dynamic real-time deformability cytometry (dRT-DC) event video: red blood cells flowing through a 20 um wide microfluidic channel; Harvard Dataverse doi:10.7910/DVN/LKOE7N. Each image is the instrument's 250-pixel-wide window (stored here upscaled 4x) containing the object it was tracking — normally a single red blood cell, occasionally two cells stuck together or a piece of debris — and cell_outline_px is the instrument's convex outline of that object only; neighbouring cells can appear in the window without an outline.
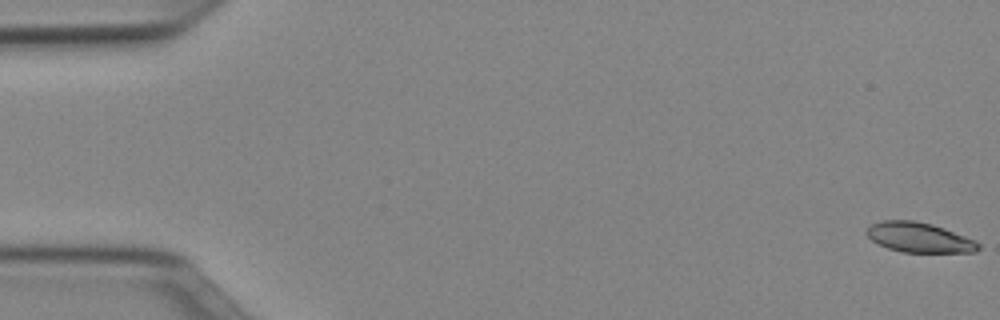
{"species": "Egyptian fruit bat (a non-hibernating species)", "species_latin": "Rousettus aegyptiacus", "temperature_condition": "cold", "stored_images_in_passage": 52, "camera_frame_rate_fps": 3000, "um_per_image_px": 0.085, "animal": {"sex": "female"}, "frame": {"image": 1, "passage_image": 1, "time_ms": 0.0, "image_size_px": [1000, 320], "cell_outline_px": [[980, 248], [976, 252], [904, 252], [888, 248], [872, 240], [864, 232], [872, 224], [880, 220], [916, 220], [932, 224], [944, 228], [976, 240], [980, 244]], "centroid_in_image_um": [78.15, 20.17], "position_along_channel_um": 6.9, "area_um2": 19.48}}
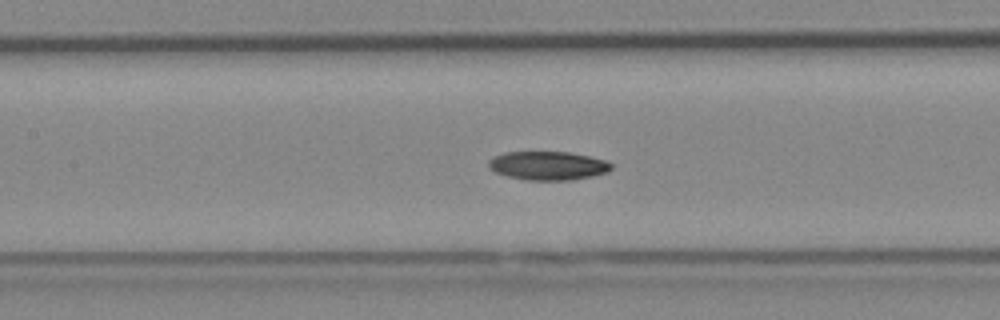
{"frame": {"image": 2, "passage_image": 24, "time_ms": 7.667, "image_size_px": [1000, 320], "cell_outline_px": [[612, 168], [608, 172], [592, 176], [572, 180], [528, 180], [508, 176], [496, 172], [488, 168], [488, 160], [492, 156], [504, 152], [568, 152], [592, 156], [604, 160], [612, 164]], "centroid_in_image_um": [46.57, 14.07], "position_along_channel_um": 160.8, "area_um2": 20.63}}
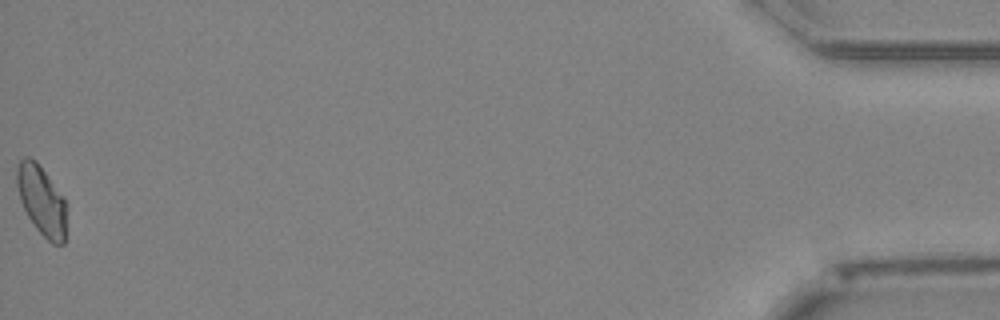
{"frame": {"image": 3, "passage_image": 52, "time_ms": 17.0, "image_size_px": [1000, 320], "cell_outline_px": [[68, 204], [64, 244], [52, 244], [36, 228], [28, 216], [20, 200], [16, 184], [16, 168], [20, 160], [24, 156], [28, 156], [36, 160], [64, 196]], "centroid_in_image_um": [3.56, 17.02], "position_along_channel_um": 431.6, "area_um2": 20.58}, "authors_computed_cell_mechanics": {"area_um2": 20.5479, "velocity_mm_per_s": 3.9577, "shape_relaxation_time_tau1_ms": 9.8056, "shape_relaxation_time_tau2_ms": 9.9602, "deformation_change_tau1": 0.1811, "deformation_change_tau2": 0.1712}}